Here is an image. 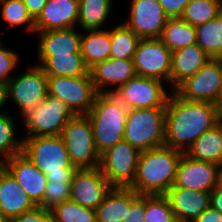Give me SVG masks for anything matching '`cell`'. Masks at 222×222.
Wrapping results in <instances>:
<instances>
[{"mask_svg": "<svg viewBox=\"0 0 222 222\" xmlns=\"http://www.w3.org/2000/svg\"><path fill=\"white\" fill-rule=\"evenodd\" d=\"M53 222H96L95 210L67 200L51 210Z\"/></svg>", "mask_w": 222, "mask_h": 222, "instance_id": "34", "label": "cell"}, {"mask_svg": "<svg viewBox=\"0 0 222 222\" xmlns=\"http://www.w3.org/2000/svg\"><path fill=\"white\" fill-rule=\"evenodd\" d=\"M133 61L137 76L155 78L171 84L172 52L160 38H142Z\"/></svg>", "mask_w": 222, "mask_h": 222, "instance_id": "11", "label": "cell"}, {"mask_svg": "<svg viewBox=\"0 0 222 222\" xmlns=\"http://www.w3.org/2000/svg\"><path fill=\"white\" fill-rule=\"evenodd\" d=\"M6 101H13L20 115L36 108L48 96V76L35 64L21 75L13 77L5 85Z\"/></svg>", "mask_w": 222, "mask_h": 222, "instance_id": "10", "label": "cell"}, {"mask_svg": "<svg viewBox=\"0 0 222 222\" xmlns=\"http://www.w3.org/2000/svg\"><path fill=\"white\" fill-rule=\"evenodd\" d=\"M185 154L222 167V120L198 137Z\"/></svg>", "mask_w": 222, "mask_h": 222, "instance_id": "25", "label": "cell"}, {"mask_svg": "<svg viewBox=\"0 0 222 222\" xmlns=\"http://www.w3.org/2000/svg\"><path fill=\"white\" fill-rule=\"evenodd\" d=\"M220 15V0H191L181 18L198 27Z\"/></svg>", "mask_w": 222, "mask_h": 222, "instance_id": "32", "label": "cell"}, {"mask_svg": "<svg viewBox=\"0 0 222 222\" xmlns=\"http://www.w3.org/2000/svg\"><path fill=\"white\" fill-rule=\"evenodd\" d=\"M3 166L14 176L32 201L43 207V197L48 183L46 175L22 153L5 160Z\"/></svg>", "mask_w": 222, "mask_h": 222, "instance_id": "17", "label": "cell"}, {"mask_svg": "<svg viewBox=\"0 0 222 222\" xmlns=\"http://www.w3.org/2000/svg\"><path fill=\"white\" fill-rule=\"evenodd\" d=\"M145 195L139 194L130 204L127 222H144Z\"/></svg>", "mask_w": 222, "mask_h": 222, "instance_id": "41", "label": "cell"}, {"mask_svg": "<svg viewBox=\"0 0 222 222\" xmlns=\"http://www.w3.org/2000/svg\"><path fill=\"white\" fill-rule=\"evenodd\" d=\"M36 33L39 36L38 57L81 54V34L75 30V27Z\"/></svg>", "mask_w": 222, "mask_h": 222, "instance_id": "22", "label": "cell"}, {"mask_svg": "<svg viewBox=\"0 0 222 222\" xmlns=\"http://www.w3.org/2000/svg\"><path fill=\"white\" fill-rule=\"evenodd\" d=\"M81 33V55L85 65L92 66L110 58V30H85Z\"/></svg>", "mask_w": 222, "mask_h": 222, "instance_id": "26", "label": "cell"}, {"mask_svg": "<svg viewBox=\"0 0 222 222\" xmlns=\"http://www.w3.org/2000/svg\"><path fill=\"white\" fill-rule=\"evenodd\" d=\"M144 222H177L164 195H145Z\"/></svg>", "mask_w": 222, "mask_h": 222, "instance_id": "36", "label": "cell"}, {"mask_svg": "<svg viewBox=\"0 0 222 222\" xmlns=\"http://www.w3.org/2000/svg\"><path fill=\"white\" fill-rule=\"evenodd\" d=\"M170 92L165 107V146L185 153L198 137L222 120V107L185 100Z\"/></svg>", "mask_w": 222, "mask_h": 222, "instance_id": "1", "label": "cell"}, {"mask_svg": "<svg viewBox=\"0 0 222 222\" xmlns=\"http://www.w3.org/2000/svg\"><path fill=\"white\" fill-rule=\"evenodd\" d=\"M164 196L177 222H193L210 206V192L172 186Z\"/></svg>", "mask_w": 222, "mask_h": 222, "instance_id": "19", "label": "cell"}, {"mask_svg": "<svg viewBox=\"0 0 222 222\" xmlns=\"http://www.w3.org/2000/svg\"><path fill=\"white\" fill-rule=\"evenodd\" d=\"M0 41V84L6 85V83L13 77L9 74L18 67L19 55L9 48L6 49Z\"/></svg>", "mask_w": 222, "mask_h": 222, "instance_id": "38", "label": "cell"}, {"mask_svg": "<svg viewBox=\"0 0 222 222\" xmlns=\"http://www.w3.org/2000/svg\"><path fill=\"white\" fill-rule=\"evenodd\" d=\"M6 103L5 85L0 84V112Z\"/></svg>", "mask_w": 222, "mask_h": 222, "instance_id": "45", "label": "cell"}, {"mask_svg": "<svg viewBox=\"0 0 222 222\" xmlns=\"http://www.w3.org/2000/svg\"><path fill=\"white\" fill-rule=\"evenodd\" d=\"M196 44L211 58L222 54V15L195 27Z\"/></svg>", "mask_w": 222, "mask_h": 222, "instance_id": "31", "label": "cell"}, {"mask_svg": "<svg viewBox=\"0 0 222 222\" xmlns=\"http://www.w3.org/2000/svg\"><path fill=\"white\" fill-rule=\"evenodd\" d=\"M71 182L48 181L43 197V208L51 211L64 201L69 200Z\"/></svg>", "mask_w": 222, "mask_h": 222, "instance_id": "37", "label": "cell"}, {"mask_svg": "<svg viewBox=\"0 0 222 222\" xmlns=\"http://www.w3.org/2000/svg\"><path fill=\"white\" fill-rule=\"evenodd\" d=\"M213 59L218 63L220 69L221 84H222V54L215 56Z\"/></svg>", "mask_w": 222, "mask_h": 222, "instance_id": "46", "label": "cell"}, {"mask_svg": "<svg viewBox=\"0 0 222 222\" xmlns=\"http://www.w3.org/2000/svg\"><path fill=\"white\" fill-rule=\"evenodd\" d=\"M163 81L136 76L122 85L114 94L130 109L165 108L169 94Z\"/></svg>", "mask_w": 222, "mask_h": 222, "instance_id": "13", "label": "cell"}, {"mask_svg": "<svg viewBox=\"0 0 222 222\" xmlns=\"http://www.w3.org/2000/svg\"><path fill=\"white\" fill-rule=\"evenodd\" d=\"M3 166V162L0 160V168Z\"/></svg>", "mask_w": 222, "mask_h": 222, "instance_id": "49", "label": "cell"}, {"mask_svg": "<svg viewBox=\"0 0 222 222\" xmlns=\"http://www.w3.org/2000/svg\"><path fill=\"white\" fill-rule=\"evenodd\" d=\"M140 40L141 38H139L124 23H119L112 27L110 29V58L133 60Z\"/></svg>", "mask_w": 222, "mask_h": 222, "instance_id": "30", "label": "cell"}, {"mask_svg": "<svg viewBox=\"0 0 222 222\" xmlns=\"http://www.w3.org/2000/svg\"><path fill=\"white\" fill-rule=\"evenodd\" d=\"M193 222H222V214L209 206Z\"/></svg>", "mask_w": 222, "mask_h": 222, "instance_id": "42", "label": "cell"}, {"mask_svg": "<svg viewBox=\"0 0 222 222\" xmlns=\"http://www.w3.org/2000/svg\"><path fill=\"white\" fill-rule=\"evenodd\" d=\"M138 195L130 188H112L95 209L96 222H127L130 204Z\"/></svg>", "mask_w": 222, "mask_h": 222, "instance_id": "24", "label": "cell"}, {"mask_svg": "<svg viewBox=\"0 0 222 222\" xmlns=\"http://www.w3.org/2000/svg\"><path fill=\"white\" fill-rule=\"evenodd\" d=\"M60 136L73 166L77 169L99 167L100 154L95 147L92 125L87 114L74 115Z\"/></svg>", "mask_w": 222, "mask_h": 222, "instance_id": "6", "label": "cell"}, {"mask_svg": "<svg viewBox=\"0 0 222 222\" xmlns=\"http://www.w3.org/2000/svg\"><path fill=\"white\" fill-rule=\"evenodd\" d=\"M79 0H48L34 20V32L69 29L77 25Z\"/></svg>", "mask_w": 222, "mask_h": 222, "instance_id": "20", "label": "cell"}, {"mask_svg": "<svg viewBox=\"0 0 222 222\" xmlns=\"http://www.w3.org/2000/svg\"><path fill=\"white\" fill-rule=\"evenodd\" d=\"M129 20L123 22L139 38H160L169 19L158 0H131Z\"/></svg>", "mask_w": 222, "mask_h": 222, "instance_id": "16", "label": "cell"}, {"mask_svg": "<svg viewBox=\"0 0 222 222\" xmlns=\"http://www.w3.org/2000/svg\"><path fill=\"white\" fill-rule=\"evenodd\" d=\"M22 154L46 175L48 181L72 182L77 171L61 136L23 138Z\"/></svg>", "mask_w": 222, "mask_h": 222, "instance_id": "3", "label": "cell"}, {"mask_svg": "<svg viewBox=\"0 0 222 222\" xmlns=\"http://www.w3.org/2000/svg\"><path fill=\"white\" fill-rule=\"evenodd\" d=\"M0 5L1 17L9 26L25 25L28 32H34V19L22 0H0Z\"/></svg>", "mask_w": 222, "mask_h": 222, "instance_id": "35", "label": "cell"}, {"mask_svg": "<svg viewBox=\"0 0 222 222\" xmlns=\"http://www.w3.org/2000/svg\"><path fill=\"white\" fill-rule=\"evenodd\" d=\"M112 188L99 167L77 169L71 182L69 200L95 210Z\"/></svg>", "mask_w": 222, "mask_h": 222, "instance_id": "15", "label": "cell"}, {"mask_svg": "<svg viewBox=\"0 0 222 222\" xmlns=\"http://www.w3.org/2000/svg\"><path fill=\"white\" fill-rule=\"evenodd\" d=\"M74 115L65 103L48 95L36 108L28 109L21 114L27 133L23 138L60 136Z\"/></svg>", "mask_w": 222, "mask_h": 222, "instance_id": "7", "label": "cell"}, {"mask_svg": "<svg viewBox=\"0 0 222 222\" xmlns=\"http://www.w3.org/2000/svg\"><path fill=\"white\" fill-rule=\"evenodd\" d=\"M38 66L47 76L78 77L89 73L81 54L37 57Z\"/></svg>", "mask_w": 222, "mask_h": 222, "instance_id": "27", "label": "cell"}, {"mask_svg": "<svg viewBox=\"0 0 222 222\" xmlns=\"http://www.w3.org/2000/svg\"><path fill=\"white\" fill-rule=\"evenodd\" d=\"M124 140L139 151L165 145V108L128 110Z\"/></svg>", "mask_w": 222, "mask_h": 222, "instance_id": "5", "label": "cell"}, {"mask_svg": "<svg viewBox=\"0 0 222 222\" xmlns=\"http://www.w3.org/2000/svg\"><path fill=\"white\" fill-rule=\"evenodd\" d=\"M0 222H10V219L0 214Z\"/></svg>", "mask_w": 222, "mask_h": 222, "instance_id": "47", "label": "cell"}, {"mask_svg": "<svg viewBox=\"0 0 222 222\" xmlns=\"http://www.w3.org/2000/svg\"><path fill=\"white\" fill-rule=\"evenodd\" d=\"M210 206L222 214V181L210 192Z\"/></svg>", "mask_w": 222, "mask_h": 222, "instance_id": "44", "label": "cell"}, {"mask_svg": "<svg viewBox=\"0 0 222 222\" xmlns=\"http://www.w3.org/2000/svg\"><path fill=\"white\" fill-rule=\"evenodd\" d=\"M140 151L121 140L100 155L99 168L113 188H129L136 175Z\"/></svg>", "mask_w": 222, "mask_h": 222, "instance_id": "9", "label": "cell"}, {"mask_svg": "<svg viewBox=\"0 0 222 222\" xmlns=\"http://www.w3.org/2000/svg\"><path fill=\"white\" fill-rule=\"evenodd\" d=\"M89 74L98 93H115L127 81L137 76L133 60L114 58L92 66ZM112 85H114L113 89H106L107 86Z\"/></svg>", "mask_w": 222, "mask_h": 222, "instance_id": "18", "label": "cell"}, {"mask_svg": "<svg viewBox=\"0 0 222 222\" xmlns=\"http://www.w3.org/2000/svg\"><path fill=\"white\" fill-rule=\"evenodd\" d=\"M195 26L185 22L182 18L167 20L160 36L163 44L171 51L196 44Z\"/></svg>", "mask_w": 222, "mask_h": 222, "instance_id": "29", "label": "cell"}, {"mask_svg": "<svg viewBox=\"0 0 222 222\" xmlns=\"http://www.w3.org/2000/svg\"><path fill=\"white\" fill-rule=\"evenodd\" d=\"M174 91L185 100L214 103L222 107V84L218 63L212 58Z\"/></svg>", "mask_w": 222, "mask_h": 222, "instance_id": "12", "label": "cell"}, {"mask_svg": "<svg viewBox=\"0 0 222 222\" xmlns=\"http://www.w3.org/2000/svg\"><path fill=\"white\" fill-rule=\"evenodd\" d=\"M36 206L14 176L2 166L0 168V214L12 219Z\"/></svg>", "mask_w": 222, "mask_h": 222, "instance_id": "21", "label": "cell"}, {"mask_svg": "<svg viewBox=\"0 0 222 222\" xmlns=\"http://www.w3.org/2000/svg\"><path fill=\"white\" fill-rule=\"evenodd\" d=\"M128 108L114 93H98L87 113L92 125L95 147L101 155L124 139Z\"/></svg>", "mask_w": 222, "mask_h": 222, "instance_id": "4", "label": "cell"}, {"mask_svg": "<svg viewBox=\"0 0 222 222\" xmlns=\"http://www.w3.org/2000/svg\"><path fill=\"white\" fill-rule=\"evenodd\" d=\"M183 153L165 145L140 151L135 179L129 188L138 194L164 195L174 185Z\"/></svg>", "mask_w": 222, "mask_h": 222, "instance_id": "2", "label": "cell"}, {"mask_svg": "<svg viewBox=\"0 0 222 222\" xmlns=\"http://www.w3.org/2000/svg\"><path fill=\"white\" fill-rule=\"evenodd\" d=\"M10 222H53L52 213L41 206L10 219Z\"/></svg>", "mask_w": 222, "mask_h": 222, "instance_id": "39", "label": "cell"}, {"mask_svg": "<svg viewBox=\"0 0 222 222\" xmlns=\"http://www.w3.org/2000/svg\"><path fill=\"white\" fill-rule=\"evenodd\" d=\"M165 15L170 18H181L186 5L191 0H158Z\"/></svg>", "mask_w": 222, "mask_h": 222, "instance_id": "40", "label": "cell"}, {"mask_svg": "<svg viewBox=\"0 0 222 222\" xmlns=\"http://www.w3.org/2000/svg\"><path fill=\"white\" fill-rule=\"evenodd\" d=\"M112 0H79L78 22L85 30H102L112 9Z\"/></svg>", "mask_w": 222, "mask_h": 222, "instance_id": "28", "label": "cell"}, {"mask_svg": "<svg viewBox=\"0 0 222 222\" xmlns=\"http://www.w3.org/2000/svg\"><path fill=\"white\" fill-rule=\"evenodd\" d=\"M27 7L28 13L35 20L41 13L48 0H22Z\"/></svg>", "mask_w": 222, "mask_h": 222, "instance_id": "43", "label": "cell"}, {"mask_svg": "<svg viewBox=\"0 0 222 222\" xmlns=\"http://www.w3.org/2000/svg\"><path fill=\"white\" fill-rule=\"evenodd\" d=\"M220 14L222 15V0H220Z\"/></svg>", "mask_w": 222, "mask_h": 222, "instance_id": "48", "label": "cell"}, {"mask_svg": "<svg viewBox=\"0 0 222 222\" xmlns=\"http://www.w3.org/2000/svg\"><path fill=\"white\" fill-rule=\"evenodd\" d=\"M221 181V166L192 159L183 153L177 167L173 186L211 192Z\"/></svg>", "mask_w": 222, "mask_h": 222, "instance_id": "14", "label": "cell"}, {"mask_svg": "<svg viewBox=\"0 0 222 222\" xmlns=\"http://www.w3.org/2000/svg\"><path fill=\"white\" fill-rule=\"evenodd\" d=\"M13 118L7 113H0V160L2 162L22 153L23 138L16 139L14 136L16 130Z\"/></svg>", "mask_w": 222, "mask_h": 222, "instance_id": "33", "label": "cell"}, {"mask_svg": "<svg viewBox=\"0 0 222 222\" xmlns=\"http://www.w3.org/2000/svg\"><path fill=\"white\" fill-rule=\"evenodd\" d=\"M211 59L197 44L173 51L171 62L172 91L187 78L195 75Z\"/></svg>", "mask_w": 222, "mask_h": 222, "instance_id": "23", "label": "cell"}, {"mask_svg": "<svg viewBox=\"0 0 222 222\" xmlns=\"http://www.w3.org/2000/svg\"><path fill=\"white\" fill-rule=\"evenodd\" d=\"M97 94L89 73L78 77L48 76V95L61 100L75 115L87 114Z\"/></svg>", "mask_w": 222, "mask_h": 222, "instance_id": "8", "label": "cell"}]
</instances>
